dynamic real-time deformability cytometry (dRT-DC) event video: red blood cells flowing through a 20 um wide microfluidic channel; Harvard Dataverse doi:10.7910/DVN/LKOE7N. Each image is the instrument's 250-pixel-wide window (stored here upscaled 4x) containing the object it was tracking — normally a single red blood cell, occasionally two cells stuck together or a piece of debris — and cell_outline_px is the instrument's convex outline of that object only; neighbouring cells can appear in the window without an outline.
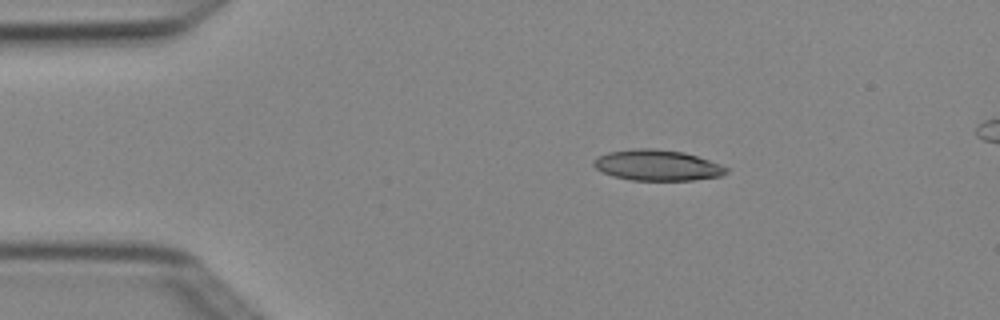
{"species": "Egyptian fruit bat (a non-hibernating species)", "species_latin": "Rousettus aegyptiacus", "temperature_condition": "cold", "stored_images_in_passage": 6, "camera_frame_rate_fps": 3000, "um_per_image_px": 0.085, "animal": {"sex": "female"}, "frame": {"image": 1, "passage_image": 3, "time_ms": 0.667, "image_size_px": [1000, 320], "cell_outline_px": [[728, 172], [720, 176], [692, 180], [632, 180], [612, 176], [596, 168], [592, 164], [592, 160], [608, 152], [636, 148], [652, 148], [684, 152], [720, 164], [728, 168]], "centroid_in_image_um": [55.85, 14.04], "position_along_channel_um": 29.1, "area_um2": 23.64}}
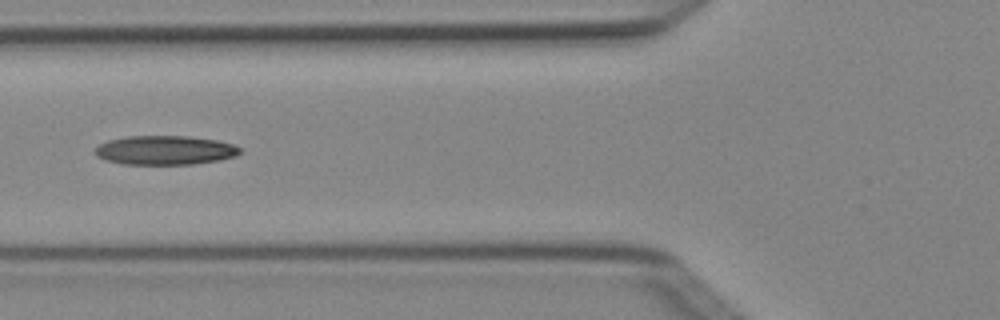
{"frame": {"image": 2, "passage_image": 6, "time_ms": 1.667, "image_size_px": [1000, 320], "cell_outline_px": [[240, 152], [236, 156], [220, 160], [192, 164], [124, 164], [108, 160], [96, 156], [92, 152], [100, 144], [108, 140], [128, 136], [188, 136], [216, 140], [232, 144], [240, 148]], "centroid_in_image_um": [14.01, 12.76], "position_along_channel_um": 111.8, "area_um2": 24.51}}